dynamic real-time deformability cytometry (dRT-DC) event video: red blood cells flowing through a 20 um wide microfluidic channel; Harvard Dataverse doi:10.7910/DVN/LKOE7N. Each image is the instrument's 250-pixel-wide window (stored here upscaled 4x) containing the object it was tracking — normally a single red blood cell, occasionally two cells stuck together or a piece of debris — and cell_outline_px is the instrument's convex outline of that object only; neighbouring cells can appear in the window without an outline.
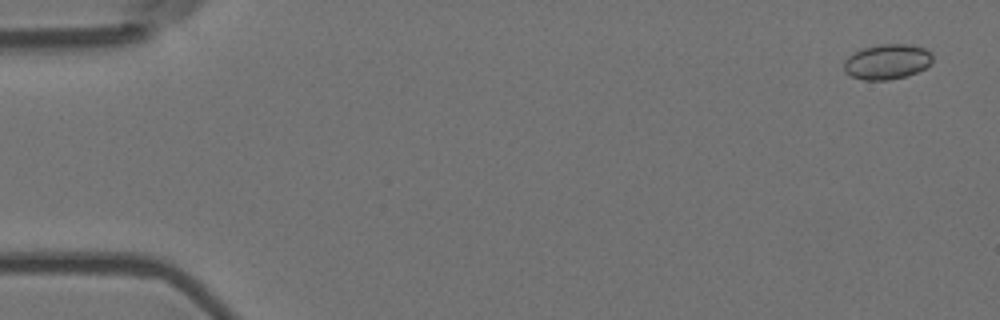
{"species": "Egyptian fruit bat (a non-hibernating species)", "species_latin": "Rousettus aegyptiacus", "temperature_condition": "room temperature", "stored_images_in_passage": 54, "camera_frame_rate_fps": 3000, "um_per_image_px": 0.085, "animal": {"sex": "female"}, "frame": {"image": 1, "passage_image": 1, "time_ms": 0.0, "image_size_px": [1000, 320], "cell_outline_px": [[932, 64], [908, 76], [888, 80], [864, 80], [852, 76], [844, 72], [844, 60], [848, 56], [864, 48], [880, 44], [908, 44], [924, 48], [932, 52]], "centroid_in_image_um": [75.42, 5.25], "position_along_channel_um": 9.6, "area_um2": 18.21}}
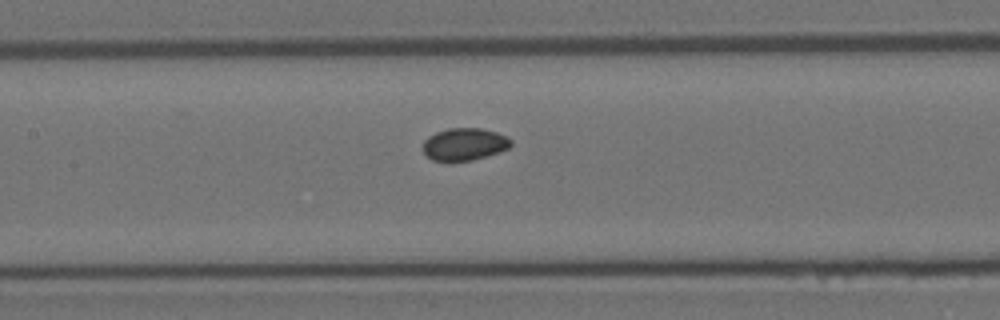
{"frame": {"image": 2, "passage_image": 25, "time_ms": 8.0, "image_size_px": [1000, 320], "cell_outline_px": [[512, 144], [508, 148], [472, 160], [432, 160], [424, 152], [424, 140], [428, 136], [436, 132], [448, 128], [480, 128], [496, 132], [512, 140]], "centroid_in_image_um": [39.46, 12.23], "position_along_channel_um": 167.9, "area_um2": 16.18}}
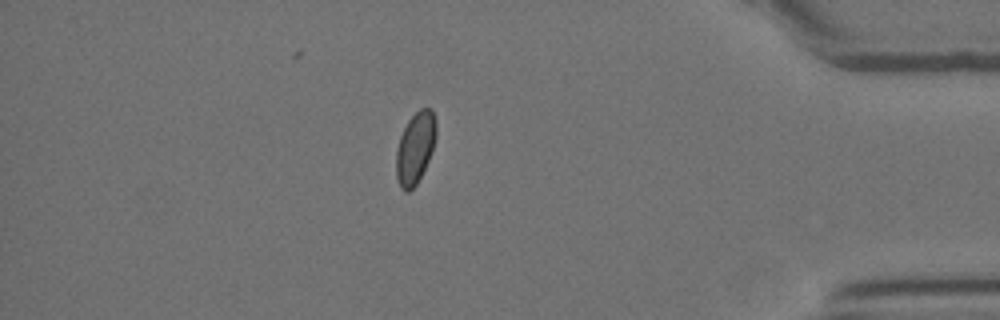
{"frame": {"image": 3, "passage_image": 47, "time_ms": 15.333, "image_size_px": [1000, 320], "cell_outline_px": [[436, 136], [428, 160], [416, 184], [408, 192], [404, 192], [400, 188], [396, 176], [396, 148], [400, 136], [408, 120], [420, 108], [432, 108], [436, 120]], "centroid_in_image_um": [35.28, 12.56], "position_along_channel_um": 399.9, "area_um2": 16.59}}